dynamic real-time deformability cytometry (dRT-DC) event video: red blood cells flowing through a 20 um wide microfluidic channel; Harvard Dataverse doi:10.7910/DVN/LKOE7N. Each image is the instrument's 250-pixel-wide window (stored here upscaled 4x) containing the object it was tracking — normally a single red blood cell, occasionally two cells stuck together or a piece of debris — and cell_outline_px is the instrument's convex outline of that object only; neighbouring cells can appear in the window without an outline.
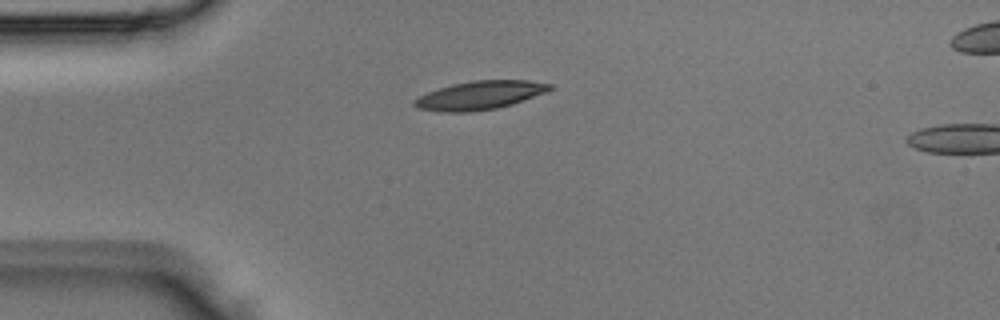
{"species": "Egyptian fruit bat (a non-hibernating species)", "species_latin": "Rousettus aegyptiacus", "temperature_condition": "room temperature", "stored_images_in_passage": 2, "camera_frame_rate_fps": 3000, "um_per_image_px": 0.085, "animal": {"sex": "male"}, "frame": {"image": 1, "passage_image": 1, "time_ms": 0.0, "image_size_px": [1000, 320], "cell_outline_px": [[552, 88], [544, 92], [512, 104], [496, 108], [468, 112], [444, 112], [416, 108], [412, 104], [412, 100], [428, 92], [452, 84], [472, 80], [528, 80], [552, 84]], "centroid_in_image_um": [40.74, 8.09], "position_along_channel_um": 44.3, "area_um2": 22.31}}